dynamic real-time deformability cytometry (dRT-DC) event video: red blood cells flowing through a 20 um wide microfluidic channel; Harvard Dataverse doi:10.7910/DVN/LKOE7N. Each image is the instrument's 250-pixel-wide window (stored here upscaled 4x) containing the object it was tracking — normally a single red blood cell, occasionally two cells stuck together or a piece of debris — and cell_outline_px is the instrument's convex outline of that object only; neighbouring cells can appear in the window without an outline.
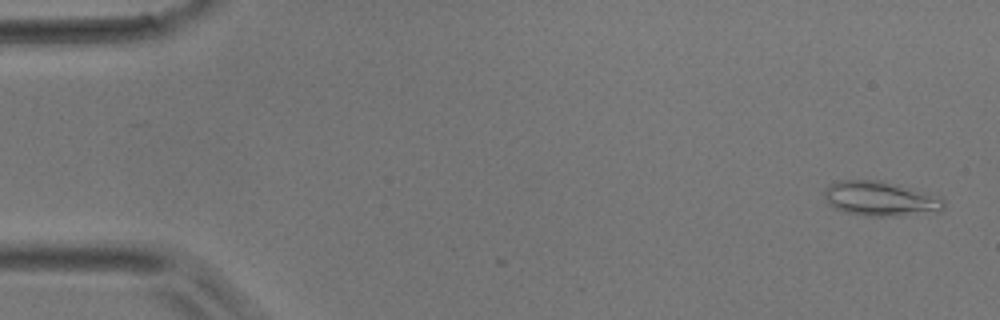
{"species": "common noctule bat (a hibernating species)", "species_latin": "Nyctalus noctula", "temperature_condition": "room temperature", "stored_images_in_passage": 5, "camera_frame_rate_fps": 3000, "um_per_image_px": 0.085, "animal": {"sex": "male", "body_mass_g": 17.9}, "frame": {"image": 1, "passage_image": 2, "time_ms": 0.333, "image_size_px": [1000, 320], "cell_outline_px": [[944, 208], [940, 212], [900, 216], [864, 216], [844, 212], [828, 204], [824, 196], [824, 188], [840, 180], [880, 180], [944, 200]], "centroid_in_image_um": [74.76, 16.92], "position_along_channel_um": 10.2, "area_um2": 23.7}}